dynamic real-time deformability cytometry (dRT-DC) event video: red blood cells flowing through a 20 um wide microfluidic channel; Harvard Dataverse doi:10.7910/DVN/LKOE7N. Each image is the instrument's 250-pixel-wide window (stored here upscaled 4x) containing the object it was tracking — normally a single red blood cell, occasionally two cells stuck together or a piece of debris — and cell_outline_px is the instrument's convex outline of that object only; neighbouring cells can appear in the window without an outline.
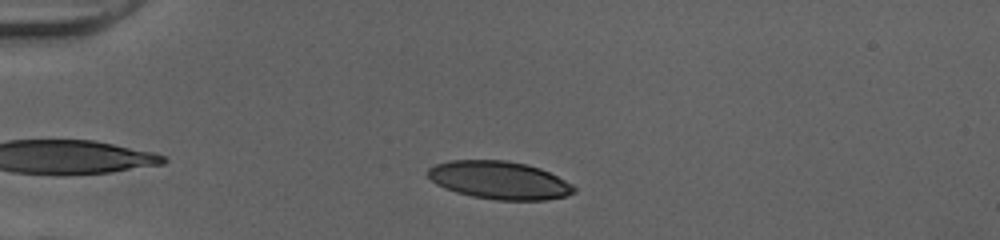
{"species": "human", "species_latin": "Homo sapiens", "temperature_condition": "cold", "stored_images_in_passage": 39, "camera_frame_rate_fps": 3000, "um_per_image_px": 0.085, "donor": {"sex": "female"}, "frame": {"image": 1, "passage_image": 8, "time_ms": 2.333, "image_size_px": [1000, 240], "cell_outline_px": [[576, 192], [568, 196], [544, 200], [496, 200], [472, 196], [456, 192], [444, 188], [436, 184], [428, 176], [428, 168], [436, 164], [448, 160], [504, 160], [528, 164], [540, 168], [572, 184], [576, 188]], "centroid_in_image_um": [42.45, 15.32], "position_along_channel_um": 42.6, "area_um2": 32.37}}
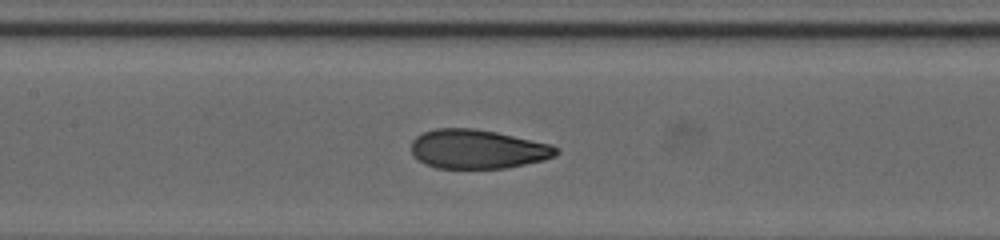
{"frame": {"image": 2, "passage_image": 20, "time_ms": 6.333, "image_size_px": [1000, 240], "cell_outline_px": [[560, 152], [556, 156], [544, 160], [504, 168], [436, 168], [424, 164], [412, 152], [412, 140], [416, 136], [424, 132], [436, 128], [476, 128], [496, 132], [552, 144], [560, 148]], "centroid_in_image_um": [40.64, 12.67], "position_along_channel_um": 166.8, "area_um2": 33.12}}
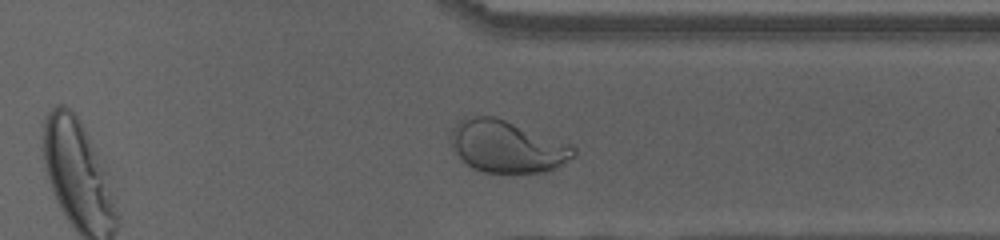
{"frame": {"image": 3, "passage_image": 35, "time_ms": 11.333, "image_size_px": [1000, 240], "cell_outline_px": [[576, 156], [556, 168], [544, 172], [484, 172], [472, 168], [452, 152], [448, 140], [452, 128], [464, 116], [496, 116], [572, 144], [576, 148]], "centroid_in_image_um": [43.06, 12.44], "position_along_channel_um": 368.3, "area_um2": 37.92}, "authors_computed_cell_mechanics": {"area_um2": 33.4084, "velocity_mm_per_s": 4.0357, "shape_relaxation_time_tau1_ms": 5.5664, "shape_relaxation_time_tau2_ms": 0.7578, "deformation_change_tau1": 0.2347, "deformation_change_tau2": 0.0622}}